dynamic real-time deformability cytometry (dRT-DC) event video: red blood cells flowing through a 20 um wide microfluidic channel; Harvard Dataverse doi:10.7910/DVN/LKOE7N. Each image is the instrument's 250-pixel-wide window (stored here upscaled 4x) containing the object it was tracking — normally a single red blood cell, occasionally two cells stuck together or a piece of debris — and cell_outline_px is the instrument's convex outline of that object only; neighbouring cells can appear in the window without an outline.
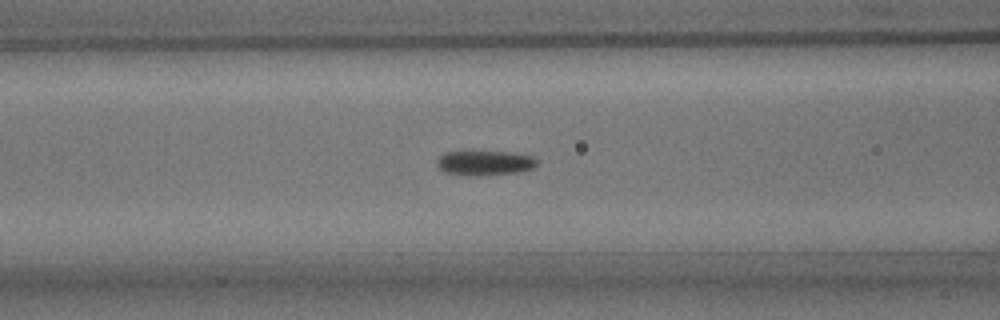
{"species": "common noctule bat (a hibernating species)", "species_latin": "Nyctalus noctula", "temperature_condition": "room temperature", "stored_images_in_passage": 40, "camera_frame_rate_fps": 3000, "um_per_image_px": 0.085, "animal": {"sex": "male", "body_mass_g": 15.6}, "frame": {"image": 1, "passage_image": 12, "time_ms": 3.667, "image_size_px": [1000, 320], "cell_outline_px": [[536, 164], [532, 168], [520, 172], [472, 176], [468, 176], [444, 172], [436, 164], [436, 160], [444, 152], [472, 148], [512, 152], [532, 156], [536, 160]], "centroid_in_image_um": [41.13, 13.79], "position_along_channel_um": 125.5, "area_um2": 15.32}}
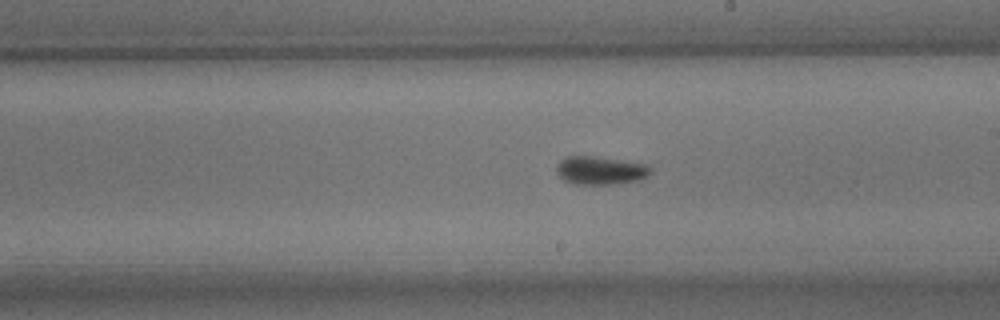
{"frame": {"image": 2, "passage_image": 21, "time_ms": 6.667, "image_size_px": [1000, 320], "cell_outline_px": [[652, 172], [648, 176], [636, 180], [616, 184], [572, 184], [564, 180], [556, 172], [556, 164], [560, 160], [568, 156], [592, 156], [644, 164], [652, 168]], "centroid_in_image_um": [50.99, 14.49], "position_along_channel_um": 238.0, "area_um2": 15.37}}
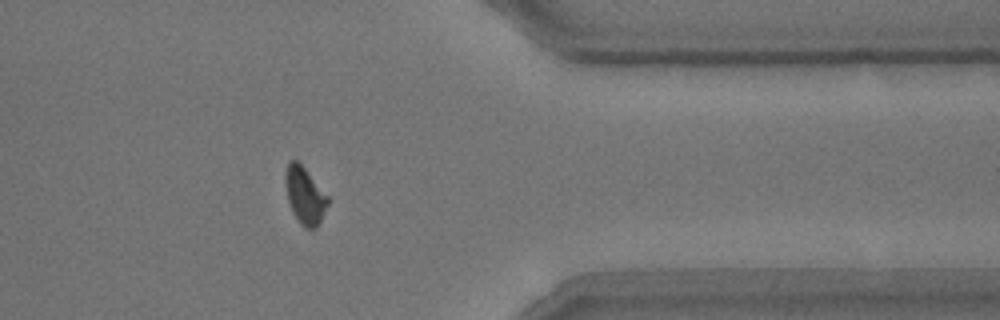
{"frame": {"image": 3, "passage_image": 34, "time_ms": 11.0, "image_size_px": [1000, 320], "cell_outline_px": [[328, 204], [316, 228], [304, 228], [300, 224], [292, 212], [288, 200], [284, 176], [288, 164], [292, 160], [296, 160], [304, 168], [328, 196]], "centroid_in_image_um": [25.9, 16.64], "position_along_channel_um": 385.5, "area_um2": 13.76}}